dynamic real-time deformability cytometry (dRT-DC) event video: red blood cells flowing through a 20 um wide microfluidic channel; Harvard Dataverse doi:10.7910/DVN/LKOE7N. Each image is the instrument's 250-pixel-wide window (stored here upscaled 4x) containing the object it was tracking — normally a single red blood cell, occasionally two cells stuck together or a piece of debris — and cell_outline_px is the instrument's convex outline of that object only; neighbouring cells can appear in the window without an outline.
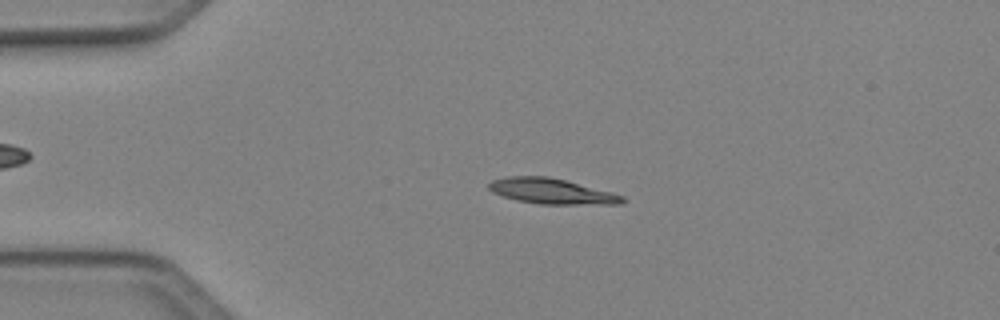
{"species": "Egyptian fruit bat (a non-hibernating species)", "species_latin": "Rousettus aegyptiacus", "temperature_condition": "cold", "stored_images_in_passage": 46, "camera_frame_rate_fps": 3000, "um_per_image_px": 0.085, "animal": {"sex": "female"}, "frame": {"image": 1, "passage_image": 8, "time_ms": 2.333, "image_size_px": [1000, 320], "cell_outline_px": [[628, 200], [620, 204], [540, 204], [516, 200], [492, 192], [488, 188], [488, 184], [492, 180], [508, 176], [548, 176], [612, 192], [624, 196]], "centroid_in_image_um": [46.9, 16.26], "position_along_channel_um": 38.1, "area_um2": 19.77}}
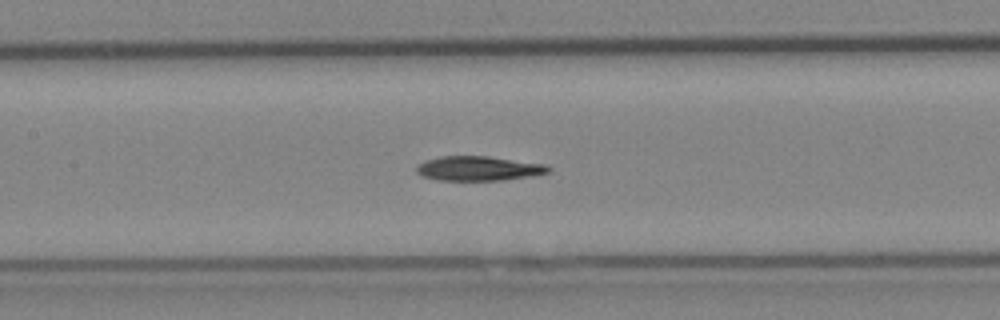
{"frame": {"image": 2, "passage_image": 20, "time_ms": 6.333, "image_size_px": [1000, 320], "cell_outline_px": [[552, 172], [532, 176], [500, 180], [436, 180], [420, 176], [416, 172], [416, 168], [420, 164], [428, 160], [440, 156], [488, 156], [544, 164], [552, 168]], "centroid_in_image_um": [40.7, 14.32], "position_along_channel_um": 166.7, "area_um2": 18.84}}
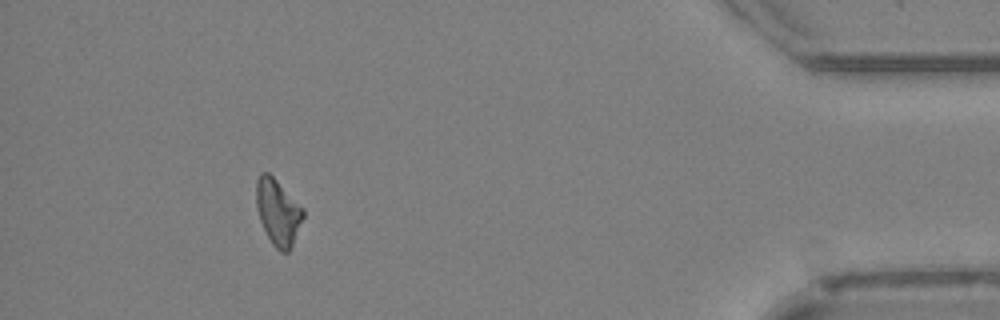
{"frame": {"image": 3, "passage_image": 42, "time_ms": 13.667, "image_size_px": [1000, 320], "cell_outline_px": [[304, 216], [292, 248], [288, 252], [280, 252], [272, 244], [260, 220], [256, 204], [256, 180], [260, 172], [268, 172], [304, 208]], "centroid_in_image_um": [23.64, 18.04], "position_along_channel_um": 411.6, "area_um2": 18.03}, "authors_computed_cell_mechanics": {"area_um2": 18.8428, "velocity_mm_per_s": 4.1287, "shape_relaxation_time_tau1_ms": 9.0028, "shape_relaxation_time_tau2_ms": null, "deformation_change_tau1": 0.1818, "deformation_change_tau2": null}}